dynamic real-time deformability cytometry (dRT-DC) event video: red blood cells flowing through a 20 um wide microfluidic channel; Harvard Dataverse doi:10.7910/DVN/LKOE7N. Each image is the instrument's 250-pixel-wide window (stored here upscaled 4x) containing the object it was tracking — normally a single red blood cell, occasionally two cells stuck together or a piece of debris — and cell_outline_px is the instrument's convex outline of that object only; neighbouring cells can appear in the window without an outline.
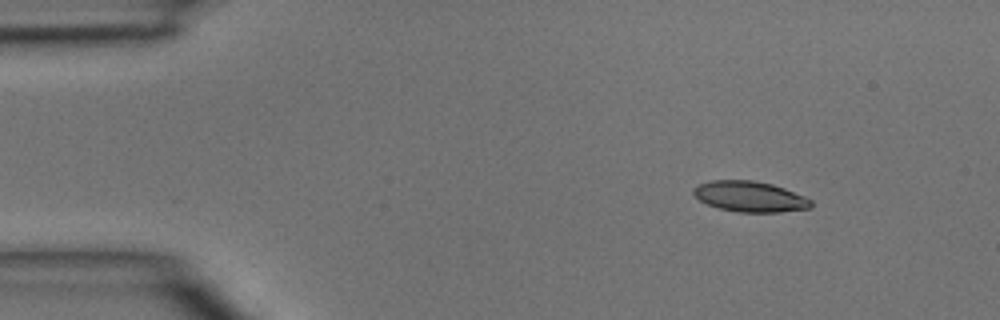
{"species": "common noctule bat (a hibernating species)", "species_latin": "Nyctalus noctula", "temperature_condition": "room temperature", "stored_images_in_passage": 3, "camera_frame_rate_fps": 3000, "um_per_image_px": 0.085, "animal": {"sex": "male", "body_mass_g": 15.6}, "frame": {"image": 1, "passage_image": 1, "time_ms": 0.0, "image_size_px": [1000, 320], "cell_outline_px": [[812, 208], [780, 212], [740, 212], [720, 208], [708, 204], [700, 200], [692, 192], [692, 188], [700, 184], [712, 180], [752, 180], [772, 184], [784, 188], [804, 196], [812, 200]], "centroid_in_image_um": [63.76, 16.7], "position_along_channel_um": 21.2, "area_um2": 20.87}}
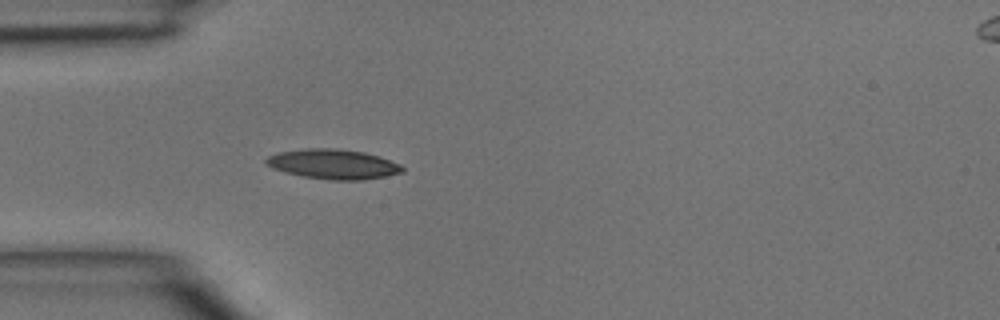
{"frame": {"image": 2, "passage_image": 3, "time_ms": 0.667, "image_size_px": [1000, 320], "cell_outline_px": [[404, 172], [364, 180], [332, 180], [304, 176], [284, 172], [272, 168], [264, 160], [268, 156], [276, 152], [304, 148], [336, 148], [364, 152], [380, 156], [400, 164], [404, 168]], "centroid_in_image_um": [28.32, 13.94], "position_along_channel_um": 56.7, "area_um2": 23.76}}